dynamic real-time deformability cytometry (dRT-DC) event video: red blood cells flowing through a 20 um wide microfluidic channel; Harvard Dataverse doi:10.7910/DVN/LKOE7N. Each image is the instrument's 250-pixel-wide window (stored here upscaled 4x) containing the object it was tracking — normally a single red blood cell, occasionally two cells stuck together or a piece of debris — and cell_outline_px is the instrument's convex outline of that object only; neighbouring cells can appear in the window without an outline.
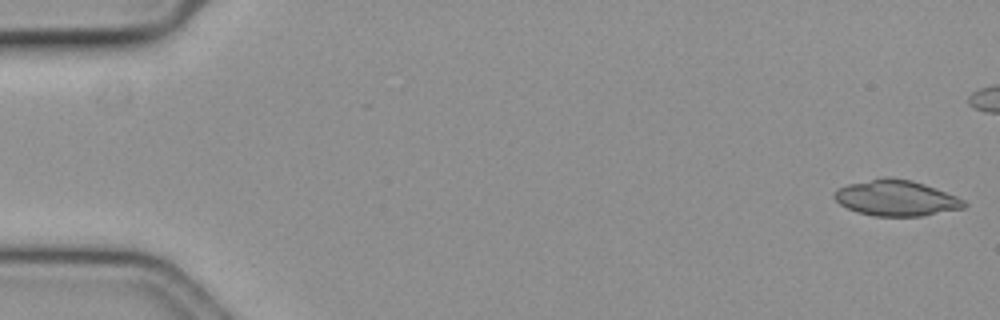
{"species": "common noctule bat (a hibernating species)", "species_latin": "Nyctalus noctula", "temperature_condition": "cold", "stored_images_in_passage": 14, "camera_frame_rate_fps": 3000, "um_per_image_px": 0.085, "animal": {"sex": "female", "body_mass_g": 19.3, "forearm_length_mm": 54.1}, "frame": {"image": 1, "passage_image": 1, "time_ms": 0.0, "image_size_px": [1000, 320], "cell_outline_px": [[968, 204], [964, 208], [924, 216], [872, 216], [856, 212], [840, 204], [832, 196], [840, 188], [848, 184], [884, 176], [888, 176], [912, 180], [924, 184], [956, 196], [964, 200]], "centroid_in_image_um": [76.19, 16.84], "position_along_channel_um": 8.8, "area_um2": 27.11}}